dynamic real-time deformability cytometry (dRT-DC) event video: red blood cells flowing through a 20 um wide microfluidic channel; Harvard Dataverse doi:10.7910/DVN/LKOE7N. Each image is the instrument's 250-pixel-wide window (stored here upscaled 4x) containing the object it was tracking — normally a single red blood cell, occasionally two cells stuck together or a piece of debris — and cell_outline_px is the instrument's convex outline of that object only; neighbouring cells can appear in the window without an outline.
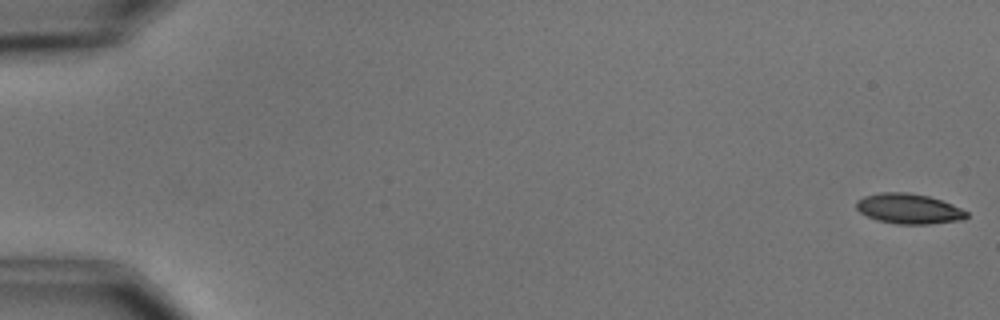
{"species": "common noctule bat (a hibernating species)", "species_latin": "Nyctalus noctula", "temperature_condition": "cold", "stored_images_in_passage": 6, "camera_frame_rate_fps": 3000, "um_per_image_px": 0.085, "animal": {"sex": "male", "body_mass_g": 15.6}, "frame": {"image": 1, "passage_image": 1, "time_ms": 0.0, "image_size_px": [1000, 320], "cell_outline_px": [[968, 216], [964, 220], [928, 224], [896, 224], [876, 220], [860, 212], [856, 208], [856, 200], [864, 196], [880, 192], [908, 192], [928, 196], [952, 204], [968, 212]], "centroid_in_image_um": [77.24, 17.74], "position_along_channel_um": 7.8, "area_um2": 19.48}}
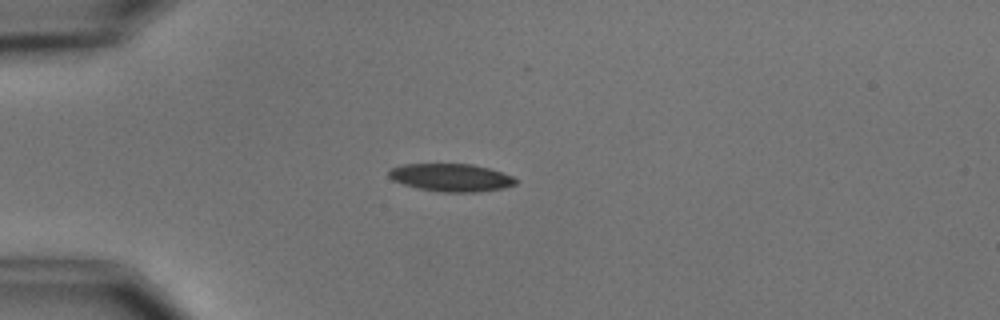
{"frame": {"image": 2, "passage_image": 5, "time_ms": 4.667, "image_size_px": [1000, 320], "cell_outline_px": [[516, 184], [504, 188], [476, 192], [444, 192], [420, 188], [404, 184], [392, 180], [388, 176], [388, 172], [392, 168], [404, 164], [472, 164], [488, 168], [512, 176], [516, 180]], "centroid_in_image_um": [38.34, 15.09], "position_along_channel_um": 46.7, "area_um2": 20.29}}